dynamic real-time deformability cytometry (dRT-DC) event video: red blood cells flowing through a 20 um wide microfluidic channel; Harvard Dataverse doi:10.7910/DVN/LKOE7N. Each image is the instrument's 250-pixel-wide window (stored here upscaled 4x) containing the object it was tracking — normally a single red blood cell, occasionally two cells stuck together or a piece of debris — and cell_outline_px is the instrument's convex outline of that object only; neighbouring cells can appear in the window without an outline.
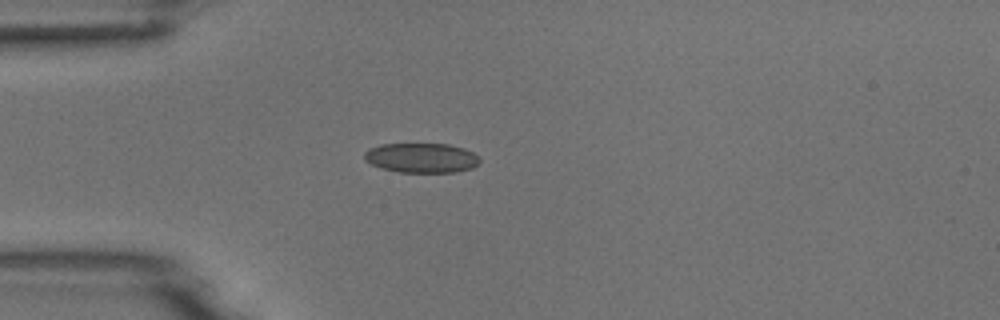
{"species": "common noctule bat (a hibernating species)", "species_latin": "Nyctalus noctula", "temperature_condition": "room temperature", "stored_images_in_passage": 4, "camera_frame_rate_fps": 3000, "um_per_image_px": 0.085, "animal": {"sex": "male", "body_mass_g": 18.8}, "frame": {"image": 1, "passage_image": 4, "time_ms": 3.333, "image_size_px": [1000, 320], "cell_outline_px": [[480, 160], [472, 168], [456, 172], [400, 172], [380, 168], [364, 160], [364, 152], [368, 148], [380, 144], [448, 144], [464, 148], [480, 156]], "centroid_in_image_um": [35.8, 13.41], "position_along_channel_um": 49.2, "area_um2": 20.06}}